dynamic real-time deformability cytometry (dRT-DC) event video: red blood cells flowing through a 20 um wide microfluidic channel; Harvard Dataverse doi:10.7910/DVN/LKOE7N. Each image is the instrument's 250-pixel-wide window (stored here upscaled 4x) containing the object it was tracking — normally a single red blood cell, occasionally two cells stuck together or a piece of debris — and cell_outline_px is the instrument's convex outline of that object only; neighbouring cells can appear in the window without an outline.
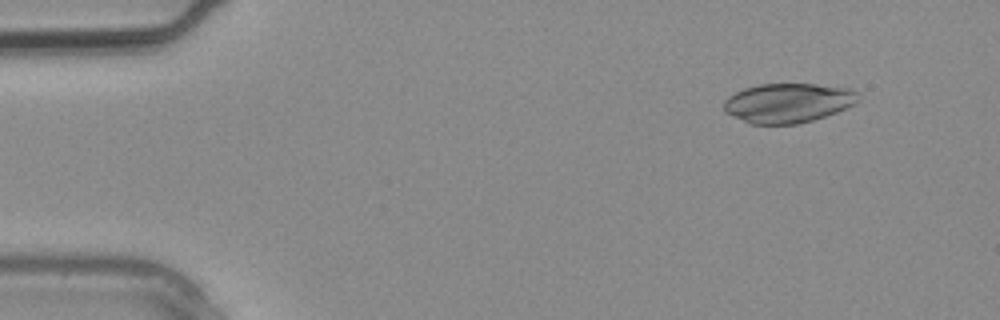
{"species": "common noctule bat (a hibernating species)", "species_latin": "Nyctalus noctula", "temperature_condition": "warm", "stored_images_in_passage": 2, "camera_frame_rate_fps": 3000, "um_per_image_px": 0.085, "animal": {"sex": "male", "body_mass_g": 20.4}, "frame": {"image": 1, "passage_image": 1, "time_ms": 0.0, "image_size_px": [1000, 320], "cell_outline_px": [[860, 100], [836, 112], [812, 120], [796, 124], [752, 124], [732, 116], [724, 112], [724, 100], [728, 96], [744, 88], [760, 84], [816, 84], [852, 88], [856, 92]], "centroid_in_image_um": [66.96, 8.74], "position_along_channel_um": 18.0, "area_um2": 30.81}}